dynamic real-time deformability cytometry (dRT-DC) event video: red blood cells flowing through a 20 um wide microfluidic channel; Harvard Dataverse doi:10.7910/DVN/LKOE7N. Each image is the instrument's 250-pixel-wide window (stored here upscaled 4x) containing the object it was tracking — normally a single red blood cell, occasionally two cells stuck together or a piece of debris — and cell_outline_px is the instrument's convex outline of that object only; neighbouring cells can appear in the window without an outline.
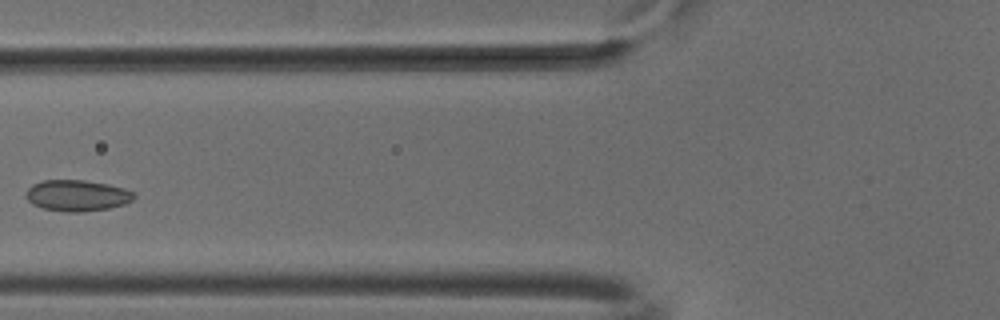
{"species": "common noctule bat (a hibernating species)", "species_latin": "Nyctalus noctula", "temperature_condition": "cold", "stored_images_in_passage": 8, "camera_frame_rate_fps": 3000, "um_per_image_px": 0.085, "animal": {"sex": "male", "body_mass_g": 18.8}, "frame": {"image": 1, "passage_image": 7, "time_ms": 2.0, "image_size_px": [1000, 320], "cell_outline_px": [[136, 196], [132, 200], [124, 204], [108, 208], [80, 212], [68, 212], [44, 208], [32, 204], [24, 196], [24, 192], [32, 184], [44, 180], [84, 180], [108, 184], [124, 188], [136, 192]], "centroid_in_image_um": [6.55, 16.61], "position_along_channel_um": 119.3, "area_um2": 19.71}}
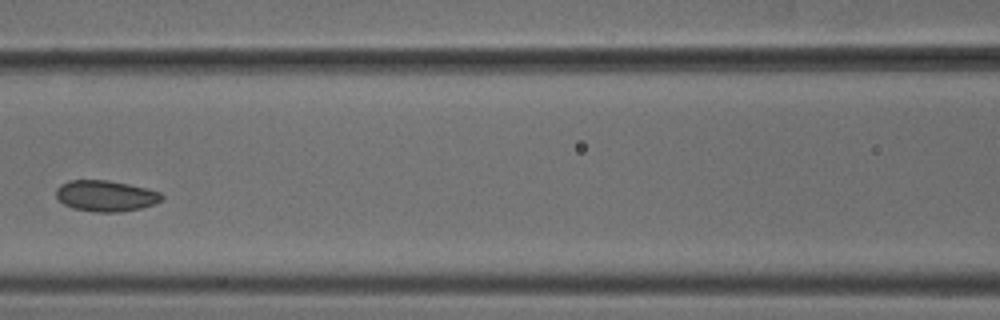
{"frame": {"image": 2, "passage_image": 8, "time_ms": 2.333, "image_size_px": [1000, 320], "cell_outline_px": [[164, 196], [156, 204], [140, 208], [120, 212], [96, 212], [72, 208], [64, 204], [56, 196], [56, 188], [60, 184], [68, 180], [108, 180], [128, 184], [160, 192]], "centroid_in_image_um": [8.97, 16.65], "position_along_channel_um": 157.6, "area_um2": 19.07}}